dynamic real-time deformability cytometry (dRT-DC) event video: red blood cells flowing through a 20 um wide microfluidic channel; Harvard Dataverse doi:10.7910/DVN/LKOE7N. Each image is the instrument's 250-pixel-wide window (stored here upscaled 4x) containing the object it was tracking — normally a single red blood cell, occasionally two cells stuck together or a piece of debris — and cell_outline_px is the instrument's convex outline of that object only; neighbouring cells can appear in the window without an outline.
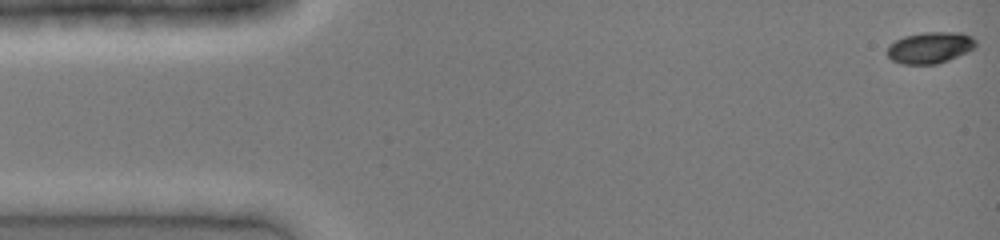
{"species": "common noctule bat (a hibernating species)", "species_latin": "Nyctalus noctula", "temperature_condition": "cold", "stored_images_in_passage": 42, "camera_frame_rate_fps": 3000, "um_per_image_px": 0.085, "animal": {"sex": "female", "body_mass_g": 19.0, "forearm_length_mm": 51.5}, "frame": {"image": 1, "passage_image": 1, "time_ms": 0.0, "image_size_px": [1000, 240], "cell_outline_px": [[976, 48], [968, 52], [948, 60], [936, 64], [900, 64], [892, 60], [888, 56], [888, 44], [904, 36], [924, 32], [960, 32], [972, 36], [976, 40]], "centroid_in_image_um": [79.08, 4.04], "position_along_channel_um": 5.9, "area_um2": 16.36}}
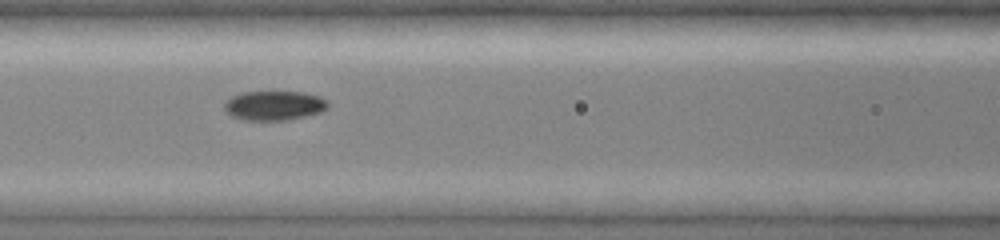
{"frame": {"image": 2, "passage_image": 18, "time_ms": 5.667, "image_size_px": [1000, 240], "cell_outline_px": [[328, 108], [320, 112], [288, 120], [244, 120], [232, 116], [224, 108], [224, 104], [232, 96], [244, 92], [304, 92], [320, 96], [328, 104]], "centroid_in_image_um": [23.31, 8.97], "position_along_channel_um": 143.3, "area_um2": 17.57}}
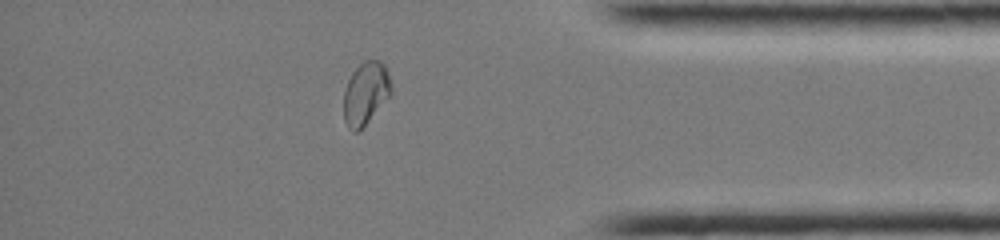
{"frame": {"image": 3, "passage_image": 36, "time_ms": 11.667, "image_size_px": [1000, 240], "cell_outline_px": [[392, 92], [368, 120], [356, 132], [352, 132], [348, 128], [344, 120], [344, 92], [348, 80], [352, 72], [364, 60], [380, 60], [384, 64], [388, 72], [392, 88]], "centroid_in_image_um": [31.07, 7.89], "position_along_channel_um": 404.1, "area_um2": 17.05}}